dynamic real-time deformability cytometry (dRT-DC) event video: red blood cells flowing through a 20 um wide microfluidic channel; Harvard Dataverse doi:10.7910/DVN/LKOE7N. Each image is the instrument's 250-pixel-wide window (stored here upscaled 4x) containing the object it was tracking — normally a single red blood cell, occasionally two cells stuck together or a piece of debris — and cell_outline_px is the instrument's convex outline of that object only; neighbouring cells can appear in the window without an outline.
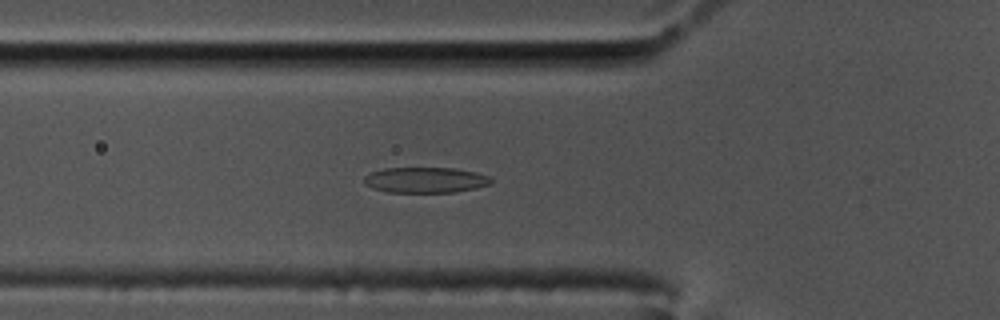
{"species": "common noctule bat (a hibernating species)", "species_latin": "Nyctalus noctula", "temperature_condition": "cold", "stored_images_in_passage": 59, "camera_frame_rate_fps": 3000, "um_per_image_px": 0.085, "animal": {"sex": "male", "body_mass_g": 17.5, "forearm_length_mm": 52.3}, "frame": {"image": 1, "passage_image": 21, "time_ms": 6.667, "image_size_px": [1000, 320], "cell_outline_px": [[492, 180], [488, 184], [476, 188], [456, 192], [388, 192], [372, 188], [364, 184], [364, 176], [372, 172], [384, 168], [452, 168], [476, 172], [488, 176]], "centroid_in_image_um": [36.13, 15.3], "position_along_channel_um": 89.7, "area_um2": 18.84}}
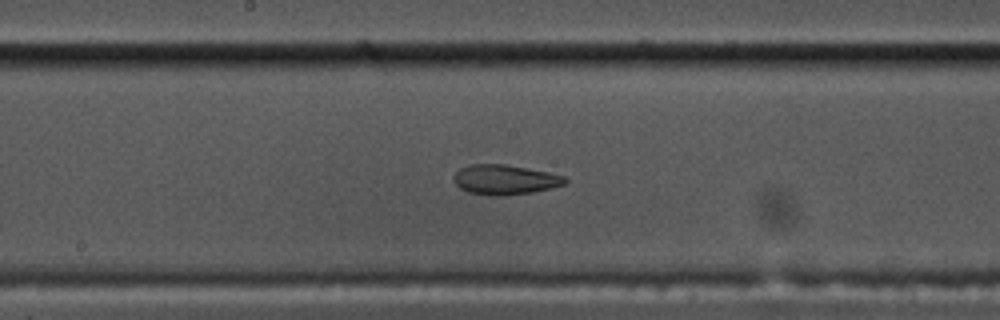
{"frame": {"image": 2, "passage_image": 31, "time_ms": 10.0, "image_size_px": [1000, 320], "cell_outline_px": [[568, 180], [564, 184], [552, 188], [532, 192], [504, 196], [492, 196], [468, 192], [460, 188], [452, 180], [452, 176], [460, 168], [472, 164], [504, 164], [548, 172], [564, 176]], "centroid_in_image_um": [42.89, 15.28], "position_along_channel_um": 205.3, "area_um2": 19.42}}
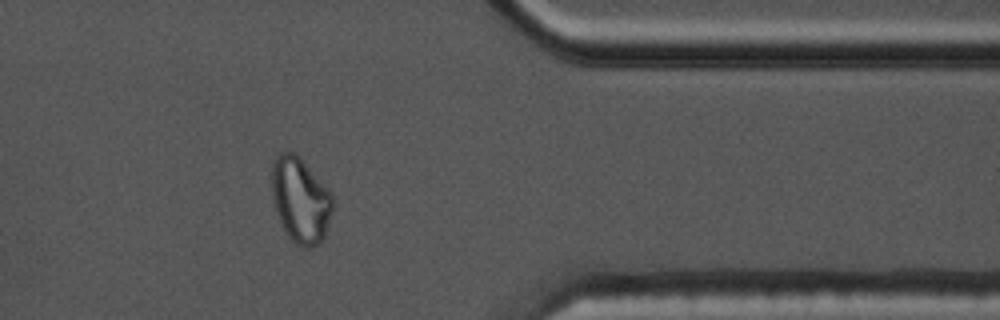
{"frame": {"image": 3, "passage_image": 48, "time_ms": 15.667, "image_size_px": [1000, 320], "cell_outline_px": [[332, 212], [324, 240], [320, 244], [312, 248], [304, 248], [296, 244], [292, 240], [284, 228], [280, 220], [272, 196], [272, 164], [276, 156], [280, 152], [296, 152], [300, 156], [332, 192]], "centroid_in_image_um": [25.57, 17.0], "position_along_channel_um": 385.8, "area_um2": 30.52}, "authors_computed_cell_mechanics": {"area_um2": 19.941, "velocity_mm_per_s": 3.4684, "shape_relaxation_time_tau1_ms": null, "shape_relaxation_time_tau2_ms": 1.9046, "deformation_change_tau1": null, "deformation_change_tau2": 0.0803}}